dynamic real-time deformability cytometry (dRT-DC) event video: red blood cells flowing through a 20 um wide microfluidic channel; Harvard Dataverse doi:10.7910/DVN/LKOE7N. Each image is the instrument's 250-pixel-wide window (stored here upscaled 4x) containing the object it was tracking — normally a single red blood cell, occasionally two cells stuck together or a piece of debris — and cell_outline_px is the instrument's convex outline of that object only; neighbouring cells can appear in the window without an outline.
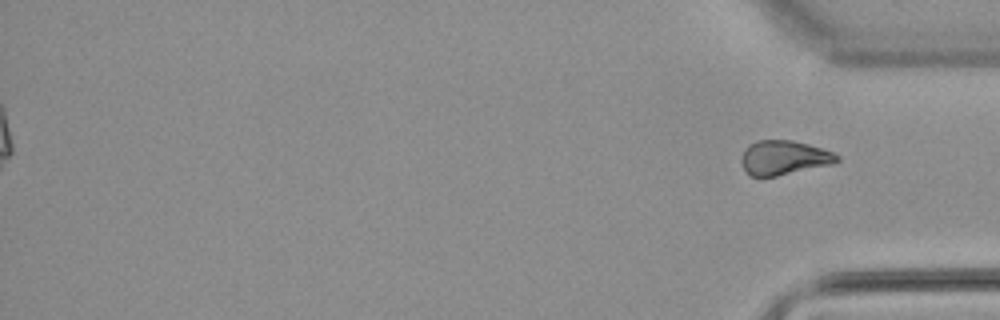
{"species": "common noctule bat (a hibernating species)", "species_latin": "Nyctalus noctula", "temperature_condition": "warm", "stored_images_in_passage": 55, "segment_of_instrument_passage": [2, 2], "camera_frame_rate_fps": 3000, "um_per_image_px": 0.085, "animal": {"sex": "male", "body_mass_g": 21.5, "forearm_length_mm": 52.0}, "frame": {"image": 1, "passage_image": 55, "time_ms": 18.0, "image_size_px": [1000, 320], "cell_outline_px": [[840, 160], [828, 164], [776, 176], [752, 176], [744, 168], [740, 160], [744, 148], [748, 144], [756, 140], [792, 140], [808, 144], [832, 152], [840, 156]], "centroid_in_image_um": [66.58, 13.38], "position_along_channel_um": 368.6, "area_um2": 18.84}}